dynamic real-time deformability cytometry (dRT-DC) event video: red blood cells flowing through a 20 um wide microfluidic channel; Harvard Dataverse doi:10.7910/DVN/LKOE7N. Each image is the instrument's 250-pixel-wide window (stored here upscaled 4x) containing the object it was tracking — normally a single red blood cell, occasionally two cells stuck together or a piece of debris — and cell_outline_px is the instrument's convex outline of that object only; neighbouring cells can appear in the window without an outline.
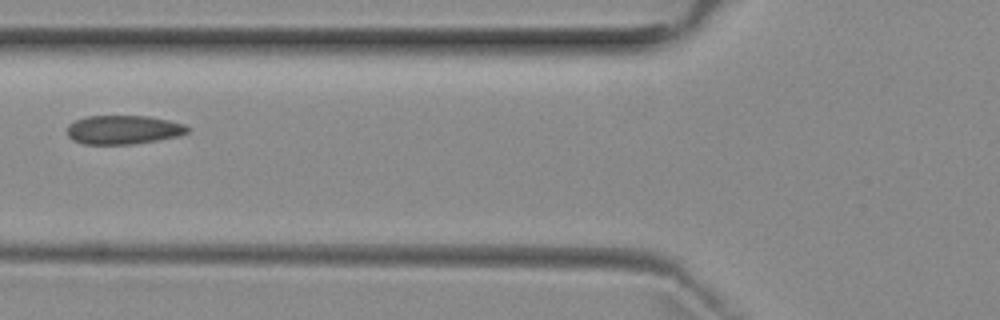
{"species": "common noctule bat (a hibernating species)", "species_latin": "Nyctalus noctula", "temperature_condition": "room temperature", "stored_images_in_passage": 4, "camera_frame_rate_fps": 3000, "um_per_image_px": 0.085, "animal": {"sex": "female", "body_mass_g": 29.2, "forearm_length_mm": 56.3}, "frame": {"image": 1, "passage_image": 4, "time_ms": 4.333, "image_size_px": [1000, 320], "cell_outline_px": [[192, 128], [188, 132], [176, 136], [156, 140], [132, 144], [84, 144], [72, 140], [68, 136], [68, 124], [84, 116], [148, 116], [168, 120], [184, 124]], "centroid_in_image_um": [10.47, 11.02], "position_along_channel_um": 115.3, "area_um2": 20.23}}